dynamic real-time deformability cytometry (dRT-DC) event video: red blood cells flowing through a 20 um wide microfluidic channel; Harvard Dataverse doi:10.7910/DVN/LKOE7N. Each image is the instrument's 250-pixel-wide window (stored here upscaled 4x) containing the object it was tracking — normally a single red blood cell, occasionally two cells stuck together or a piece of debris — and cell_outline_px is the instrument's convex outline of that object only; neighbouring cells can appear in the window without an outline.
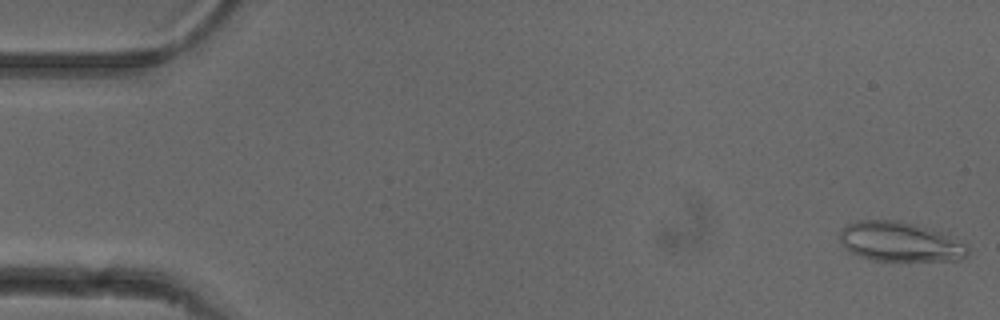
{"species": "common noctule bat (a hibernating species)", "species_latin": "Nyctalus noctula", "temperature_condition": "cold", "stored_images_in_passage": 52, "camera_frame_rate_fps": 3000, "um_per_image_px": 0.085, "animal": {"sex": "female"}, "frame": {"image": 1, "passage_image": 1, "time_ms": 0.0, "image_size_px": [1000, 320], "cell_outline_px": [[968, 252], [960, 260], [872, 260], [860, 256], [844, 248], [840, 240], [840, 232], [848, 224], [856, 220], [896, 220], [916, 224], [940, 232], [964, 244], [968, 248]], "centroid_in_image_um": [76.45, 20.54], "position_along_channel_um": 8.5, "area_um2": 29.07}}
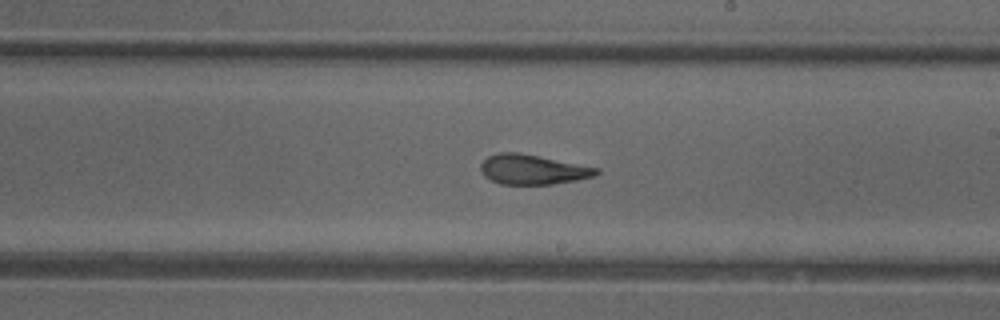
{"frame": {"image": 2, "passage_image": 30, "time_ms": 9.667, "image_size_px": [1000, 320], "cell_outline_px": [[600, 172], [592, 176], [576, 180], [552, 184], [500, 184], [484, 176], [480, 168], [480, 164], [488, 156], [500, 152], [520, 152], [600, 168]], "centroid_in_image_um": [45.27, 14.4], "position_along_channel_um": 243.7, "area_um2": 20.06}}
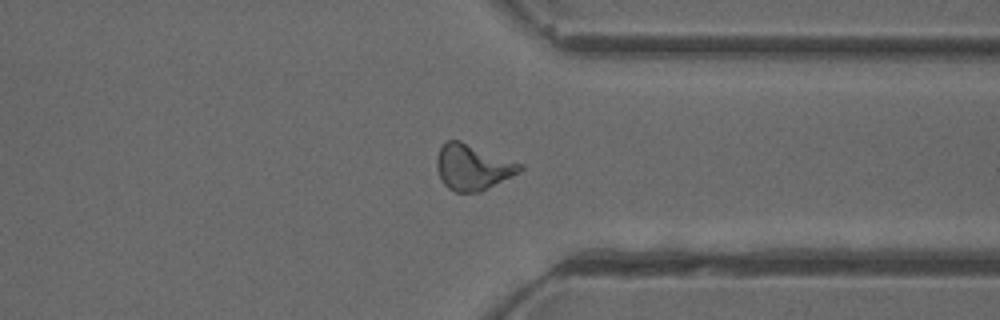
{"frame": {"image": 3, "passage_image": 40, "time_ms": 13.0, "image_size_px": [1000, 320], "cell_outline_px": [[524, 168], [520, 172], [480, 192], [456, 192], [448, 188], [444, 184], [436, 168], [436, 156], [440, 148], [448, 140], [460, 140], [524, 164]], "centroid_in_image_um": [40.19, 14.2], "position_along_channel_um": 371.2, "area_um2": 22.2}, "authors_computed_cell_mechanics": {"area_um2": 21.097, "velocity_mm_per_s": 3.905, "shape_relaxation_time_tau1_ms": 11.1083, "shape_relaxation_time_tau2_ms": 2.8281, "deformation_change_tau1": 0.251, "deformation_change_tau2": 0.1168}}